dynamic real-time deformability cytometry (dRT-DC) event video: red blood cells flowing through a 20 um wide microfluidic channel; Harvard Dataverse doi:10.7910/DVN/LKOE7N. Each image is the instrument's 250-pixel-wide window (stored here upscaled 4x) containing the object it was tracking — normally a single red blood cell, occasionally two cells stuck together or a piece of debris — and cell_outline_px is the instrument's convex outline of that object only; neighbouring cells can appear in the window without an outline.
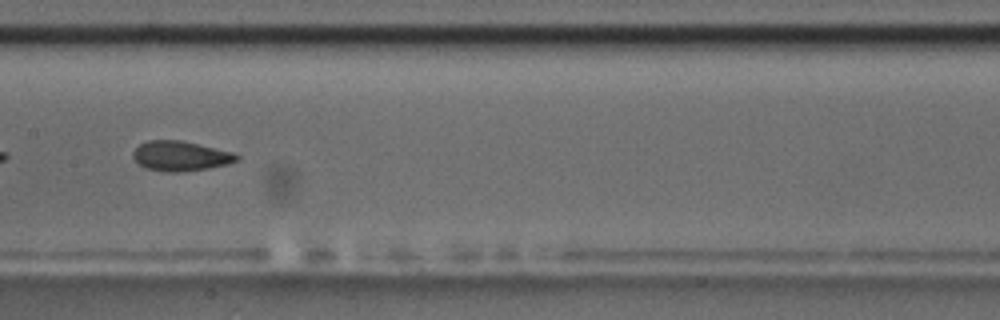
{"species": "common noctule bat (a hibernating species)", "species_latin": "Nyctalus noctula", "temperature_condition": "room temperature", "stored_images_in_passage": 8, "camera_frame_rate_fps": 3000, "um_per_image_px": 0.085, "animal": {"sex": "male", "body_mass_g": 17.5, "forearm_length_mm": 52.3}, "frame": {"image": 1, "passage_image": 8, "time_ms": 8.333, "image_size_px": [1000, 320], "cell_outline_px": [[240, 160], [228, 164], [208, 168], [180, 172], [168, 172], [148, 168], [140, 164], [132, 156], [132, 152], [140, 144], [148, 140], [184, 140], [232, 152], [240, 156]], "centroid_in_image_um": [15.38, 13.25], "position_along_channel_um": 192.0, "area_um2": 18.03}}